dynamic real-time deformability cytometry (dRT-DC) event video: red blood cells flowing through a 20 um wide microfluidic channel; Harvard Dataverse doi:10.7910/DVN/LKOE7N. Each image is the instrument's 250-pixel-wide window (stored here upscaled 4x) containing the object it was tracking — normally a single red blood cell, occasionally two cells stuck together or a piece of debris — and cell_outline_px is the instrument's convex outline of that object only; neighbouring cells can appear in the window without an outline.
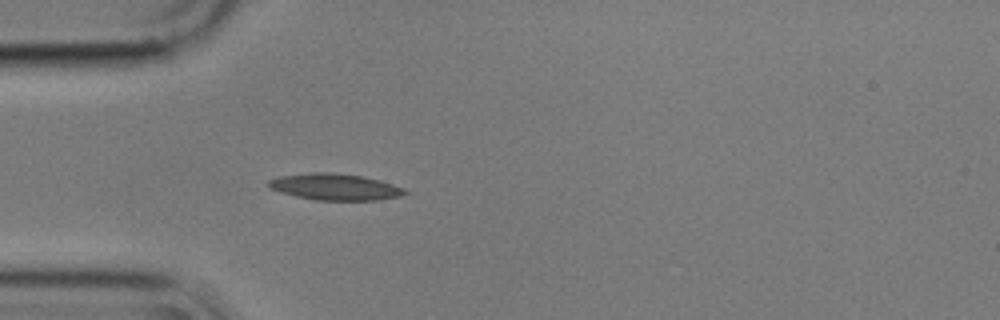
{"species": "common noctule bat (a hibernating species)", "species_latin": "Nyctalus noctula", "temperature_condition": "cold", "stored_images_in_passage": 2, "camera_frame_rate_fps": 3000, "um_per_image_px": 0.085, "animal": {"sex": "male", "body_mass_g": 17.9}, "frame": {"image": 1, "passage_image": 2, "time_ms": 0.333, "image_size_px": [1000, 320], "cell_outline_px": [[412, 192], [400, 196], [376, 200], [316, 200], [296, 196], [280, 192], [268, 188], [264, 184], [268, 180], [280, 176], [312, 172], [336, 172], [360, 176], [380, 180], [404, 188]], "centroid_in_image_um": [28.45, 15.88], "position_along_channel_um": 56.5, "area_um2": 21.21}}